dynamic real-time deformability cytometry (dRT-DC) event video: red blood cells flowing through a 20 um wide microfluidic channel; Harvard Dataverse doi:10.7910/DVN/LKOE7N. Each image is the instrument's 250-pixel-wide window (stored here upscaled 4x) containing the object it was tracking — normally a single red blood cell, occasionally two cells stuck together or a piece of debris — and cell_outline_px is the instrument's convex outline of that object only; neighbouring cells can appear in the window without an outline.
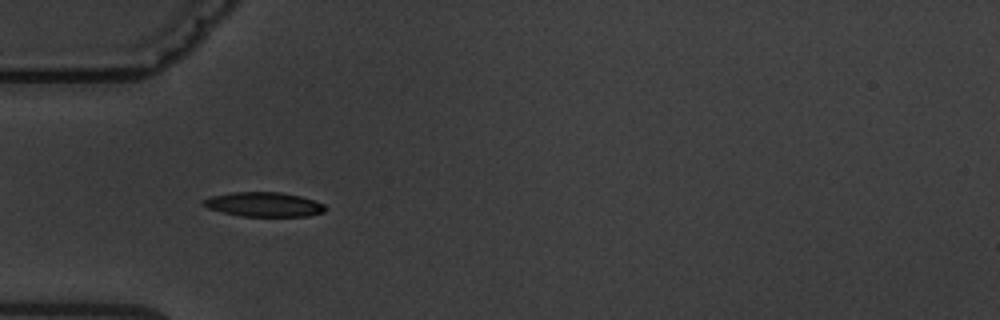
{"species": "common noctule bat (a hibernating species)", "species_latin": "Nyctalus noctula", "temperature_condition": "warm", "stored_images_in_passage": 5, "camera_frame_rate_fps": 3000, "um_per_image_px": 0.085, "animal": {"sex": "male", "body_mass_g": 19.5, "forearm_length_mm": 54.6}, "frame": {"image": 1, "passage_image": 4, "time_ms": 3.667, "image_size_px": [1000, 320], "cell_outline_px": [[328, 208], [324, 212], [308, 216], [240, 216], [208, 208], [200, 200], [208, 196], [232, 192], [280, 192], [300, 196], [324, 204]], "centroid_in_image_um": [22.42, 17.37], "position_along_channel_um": 62.6, "area_um2": 17.4}}
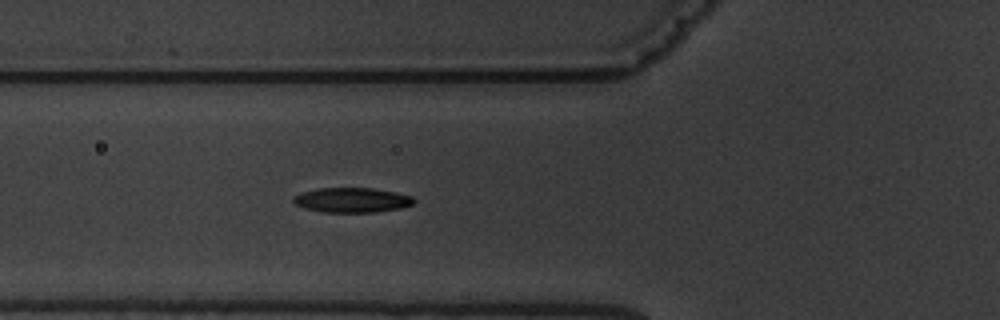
{"frame": {"image": 2, "passage_image": 5, "time_ms": 4.667, "image_size_px": [1000, 320], "cell_outline_px": [[416, 200], [412, 204], [400, 208], [376, 212], [324, 212], [304, 208], [296, 204], [292, 200], [292, 196], [316, 188], [372, 188], [396, 192], [412, 196]], "centroid_in_image_um": [29.91, 17.0], "position_along_channel_um": 95.9, "area_um2": 17.4}}